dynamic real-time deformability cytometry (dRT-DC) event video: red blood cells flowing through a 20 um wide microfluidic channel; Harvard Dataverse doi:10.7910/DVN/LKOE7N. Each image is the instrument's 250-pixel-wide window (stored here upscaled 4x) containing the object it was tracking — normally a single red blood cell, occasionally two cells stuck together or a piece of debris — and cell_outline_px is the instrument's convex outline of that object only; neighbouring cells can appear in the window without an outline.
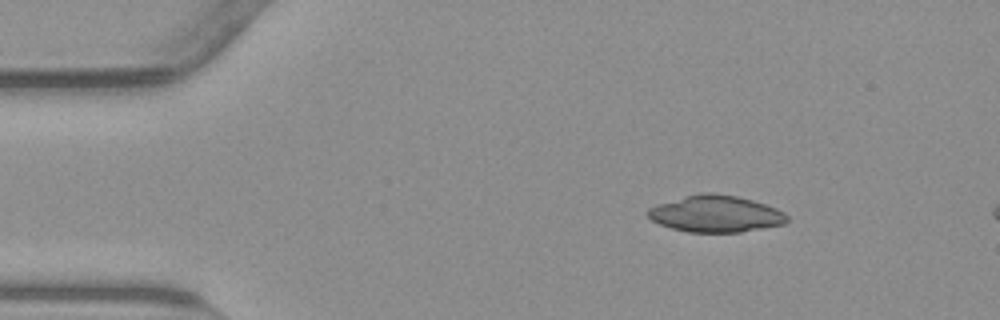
{"species": "common noctule bat (a hibernating species)", "species_latin": "Nyctalus noctula", "temperature_condition": "warm", "stored_images_in_passage": 14, "camera_frame_rate_fps": 3000, "um_per_image_px": 0.085, "animal": {"sex": "male", "body_mass_g": 23.1, "forearm_length_mm": 52.7}, "frame": {"image": 1, "passage_image": 7, "time_ms": 2.0, "image_size_px": [1000, 320], "cell_outline_px": [[788, 220], [784, 224], [764, 228], [740, 232], [688, 232], [672, 228], [660, 224], [652, 220], [648, 216], [648, 208], [656, 204], [684, 196], [700, 192], [712, 192], [736, 196], [752, 200], [776, 208], [784, 212], [788, 216]], "centroid_in_image_um": [60.83, 18.17], "position_along_channel_um": 24.2, "area_um2": 29.77}}